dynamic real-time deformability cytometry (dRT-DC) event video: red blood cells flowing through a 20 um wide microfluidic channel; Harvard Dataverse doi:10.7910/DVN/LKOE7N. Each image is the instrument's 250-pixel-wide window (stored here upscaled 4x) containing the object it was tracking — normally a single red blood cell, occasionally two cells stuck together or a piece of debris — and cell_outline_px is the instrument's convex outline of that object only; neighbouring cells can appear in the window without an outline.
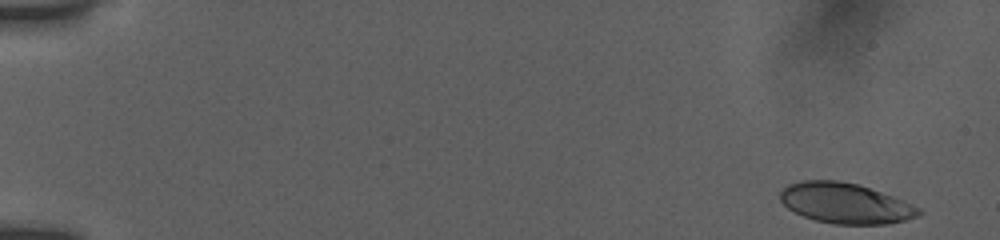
{"species": "human", "species_latin": "Homo sapiens", "temperature_condition": "room temperature", "stored_images_in_passage": 52, "camera_frame_rate_fps": 3000, "um_per_image_px": 0.085, "donor": {"sex": "female"}, "frame": {"image": 1, "passage_image": 1, "time_ms": 0.0, "image_size_px": [1000, 240], "cell_outline_px": [[924, 212], [916, 216], [904, 220], [888, 224], [836, 224], [816, 220], [804, 216], [788, 208], [780, 200], [780, 192], [788, 184], [800, 180], [836, 180], [860, 184], [892, 196], [912, 204], [920, 208]], "centroid_in_image_um": [71.85, 17.26], "position_along_channel_um": 13.1, "area_um2": 32.54}}
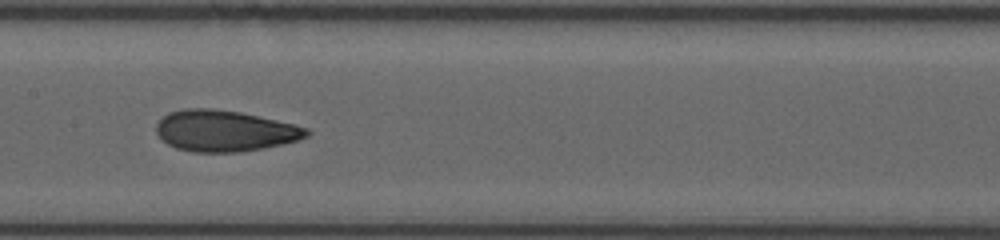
{"frame": {"image": 2, "passage_image": 27, "time_ms": 8.667, "image_size_px": [1000, 240], "cell_outline_px": [[312, 132], [308, 136], [296, 140], [264, 148], [240, 152], [192, 152], [176, 148], [168, 144], [156, 132], [156, 124], [168, 112], [184, 108], [212, 108], [240, 112], [276, 120], [308, 128]], "centroid_in_image_um": [19.08, 11.12], "position_along_channel_um": 188.3, "area_um2": 35.95}}
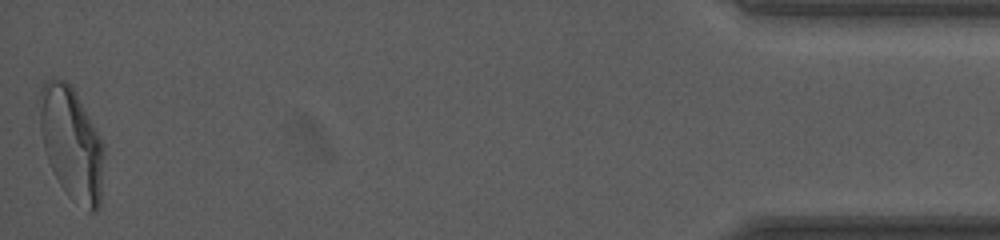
{"frame": {"image": 3, "passage_image": 52, "time_ms": 17.0, "image_size_px": [1000, 240], "cell_outline_px": [[104, 156], [100, 204], [96, 212], [88, 212], [72, 200], [68, 196], [60, 184], [48, 160], [44, 148], [40, 132], [36, 100], [40, 88], [44, 80], [52, 76], [56, 76], [72, 84], [104, 144]], "centroid_in_image_um": [6.04, 12.11], "position_along_channel_um": 429.2, "area_um2": 43.29}, "authors_computed_cell_mechanics": {"area_um2": 35.1713, "velocity_mm_per_s": 3.8809, "shape_relaxation_time_tau1_ms": 5.5849, "shape_relaxation_time_tau2_ms": 1.5586, "deformation_change_tau1": 0.1933, "deformation_change_tau2": 0.0776}}